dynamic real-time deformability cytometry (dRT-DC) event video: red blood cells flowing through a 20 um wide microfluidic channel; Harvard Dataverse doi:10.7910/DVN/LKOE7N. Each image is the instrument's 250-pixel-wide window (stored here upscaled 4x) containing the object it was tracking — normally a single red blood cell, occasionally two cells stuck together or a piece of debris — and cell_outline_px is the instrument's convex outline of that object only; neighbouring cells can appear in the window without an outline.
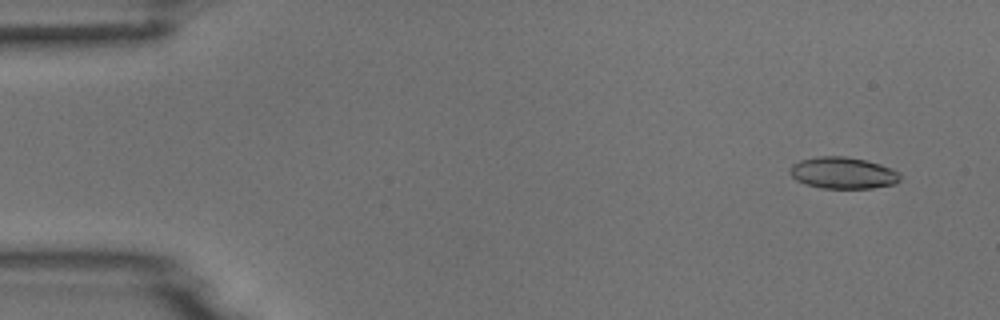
{"species": "common noctule bat (a hibernating species)", "species_latin": "Nyctalus noctula", "temperature_condition": "room temperature", "stored_images_in_passage": 52, "camera_frame_rate_fps": 3000, "um_per_image_px": 0.085, "animal": {"sex": "male", "body_mass_g": 18.8}, "frame": {"image": 1, "passage_image": 3, "time_ms": 0.667, "image_size_px": [1000, 320], "cell_outline_px": [[900, 180], [896, 184], [872, 188], [820, 188], [804, 184], [796, 180], [788, 172], [792, 164], [800, 160], [816, 156], [844, 156], [864, 160], [880, 164], [892, 168], [900, 172]], "centroid_in_image_um": [71.64, 14.7], "position_along_channel_um": 13.4, "area_um2": 20.52}}
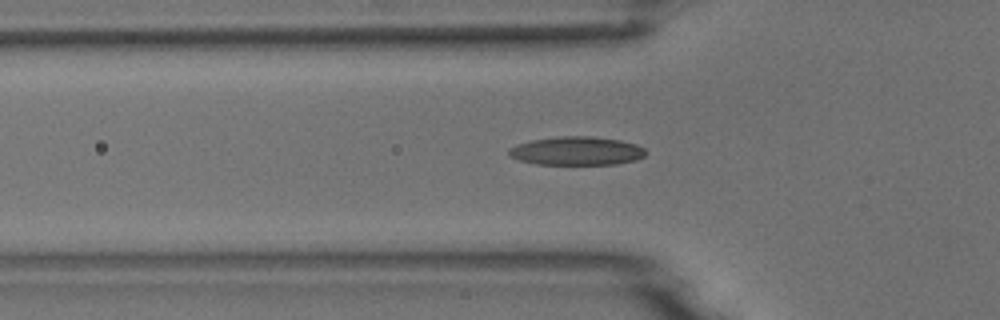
{"frame": {"image": 2, "passage_image": 17, "time_ms": 5.333, "image_size_px": [1000, 320], "cell_outline_px": [[648, 152], [644, 156], [636, 160], [616, 164], [536, 164], [520, 160], [508, 156], [508, 148], [516, 144], [532, 140], [556, 136], [592, 136], [620, 140], [636, 144], [644, 148]], "centroid_in_image_um": [49.01, 12.82], "position_along_channel_um": 76.8, "area_um2": 22.95}}
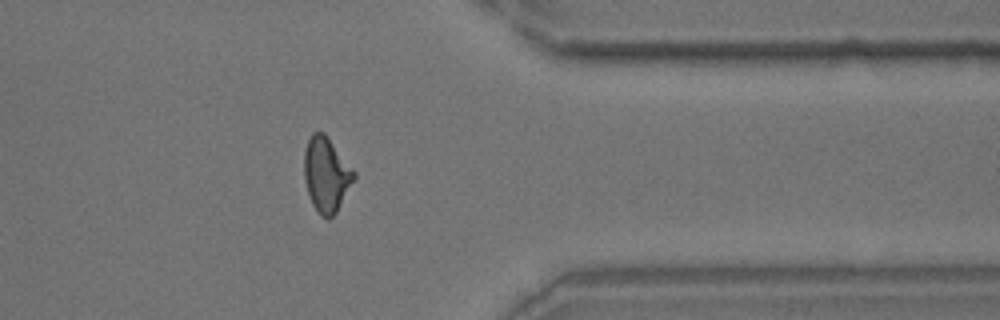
{"frame": {"image": 3, "passage_image": 42, "time_ms": 13.667, "image_size_px": [1000, 320], "cell_outline_px": [[356, 176], [336, 212], [328, 220], [320, 216], [312, 204], [304, 180], [304, 152], [308, 140], [312, 132], [324, 132], [356, 172]], "centroid_in_image_um": [27.73, 14.84], "position_along_channel_um": 383.7, "area_um2": 21.62}}